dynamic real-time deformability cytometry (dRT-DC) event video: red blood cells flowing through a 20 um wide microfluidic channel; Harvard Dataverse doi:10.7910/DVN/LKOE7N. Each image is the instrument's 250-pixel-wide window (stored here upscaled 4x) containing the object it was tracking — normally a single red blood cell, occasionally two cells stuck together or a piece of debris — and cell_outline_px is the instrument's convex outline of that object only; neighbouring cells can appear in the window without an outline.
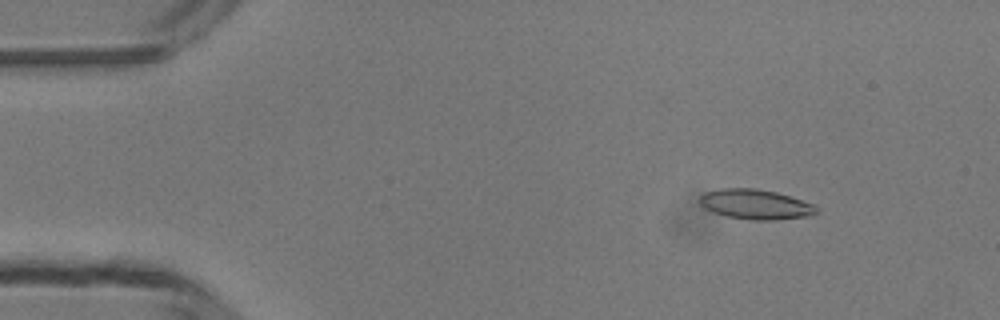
{"species": "common noctule bat (a hibernating species)", "species_latin": "Nyctalus noctula", "temperature_condition": "room temperature", "stored_images_in_passage": 47, "camera_frame_rate_fps": 3000, "um_per_image_px": 0.085, "animal": {"sex": "male", "body_mass_g": 13.3}, "frame": {"image": 1, "passage_image": 5, "time_ms": 1.333, "image_size_px": [1000, 320], "cell_outline_px": [[820, 212], [812, 216], [776, 220], [752, 220], [728, 216], [712, 212], [700, 204], [700, 196], [704, 192], [724, 188], [756, 188], [776, 192], [812, 204], [820, 208]], "centroid_in_image_um": [64.26, 17.38], "position_along_channel_um": 20.7, "area_um2": 20.4}}
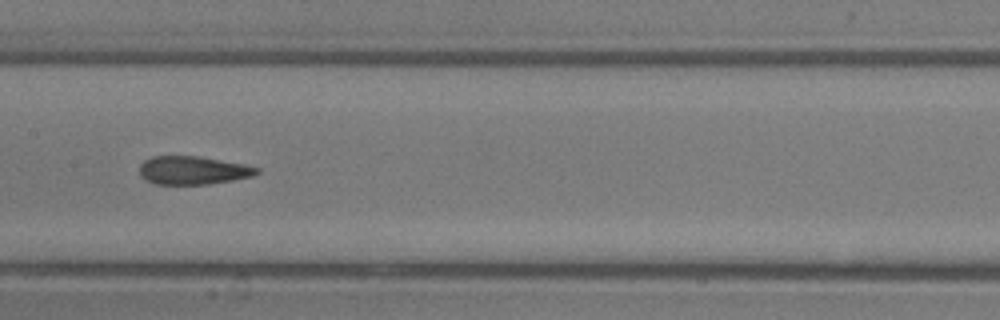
{"frame": {"image": 2, "passage_image": 23, "time_ms": 7.333, "image_size_px": [1000, 320], "cell_outline_px": [[260, 172], [252, 176], [232, 180], [208, 184], [152, 184], [144, 180], [140, 176], [140, 164], [144, 160], [152, 156], [200, 156], [244, 164], [260, 168]], "centroid_in_image_um": [16.37, 14.48], "position_along_channel_um": 191.0, "area_um2": 19.48}}
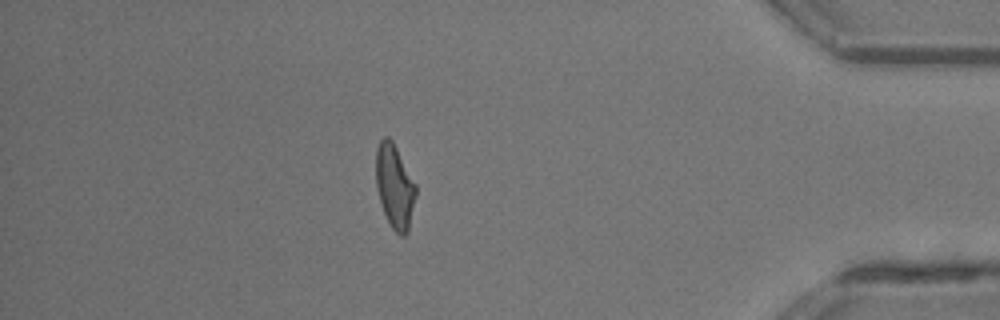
{"frame": {"image": 3, "passage_image": 41, "time_ms": 13.333, "image_size_px": [1000, 320], "cell_outline_px": [[416, 196], [408, 232], [404, 236], [400, 236], [392, 228], [384, 212], [376, 188], [376, 148], [380, 140], [384, 136], [388, 136], [392, 140], [416, 184]], "centroid_in_image_um": [33.55, 15.83], "position_along_channel_um": 401.7, "area_um2": 19.48}, "authors_computed_cell_mechanics": {"area_um2": 19.8832, "velocity_mm_per_s": 4.2472, "shape_relaxation_time_tau1_ms": 6.4646, "shape_relaxation_time_tau2_ms": 1.4903, "deformation_change_tau1": 0.2193, "deformation_change_tau2": 0.1011}}